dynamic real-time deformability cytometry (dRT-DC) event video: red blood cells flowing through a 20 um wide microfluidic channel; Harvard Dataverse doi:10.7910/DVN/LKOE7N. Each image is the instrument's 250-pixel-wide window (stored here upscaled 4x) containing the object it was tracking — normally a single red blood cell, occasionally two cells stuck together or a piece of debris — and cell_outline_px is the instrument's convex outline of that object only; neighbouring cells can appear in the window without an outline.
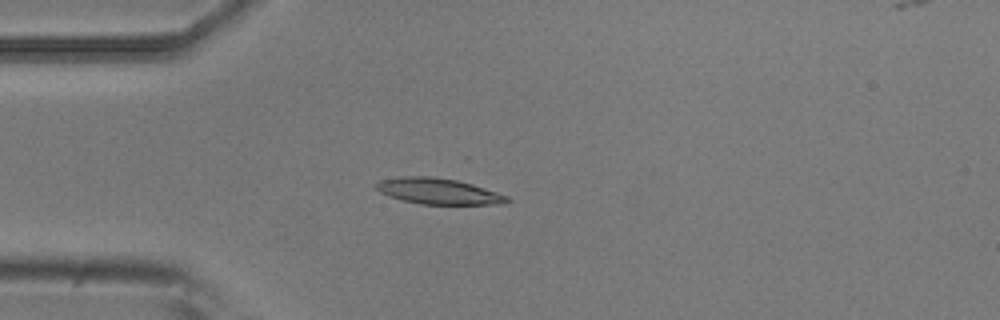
{"species": "common noctule bat (a hibernating species)", "species_latin": "Nyctalus noctula", "temperature_condition": "room temperature", "stored_images_in_passage": 2, "camera_frame_rate_fps": 3000, "um_per_image_px": 0.085, "animal": {"sex": "male", "body_mass_g": 20.5, "forearm_length_mm": 52.5}, "frame": {"image": 1, "passage_image": 1, "time_ms": 0.0, "image_size_px": [1000, 320], "cell_outline_px": [[512, 200], [492, 204], [420, 204], [388, 196], [380, 192], [372, 184], [380, 180], [404, 176], [432, 176], [456, 180], [472, 184], [508, 196]], "centroid_in_image_um": [37.19, 16.24], "position_along_channel_um": 47.8, "area_um2": 19.59}}